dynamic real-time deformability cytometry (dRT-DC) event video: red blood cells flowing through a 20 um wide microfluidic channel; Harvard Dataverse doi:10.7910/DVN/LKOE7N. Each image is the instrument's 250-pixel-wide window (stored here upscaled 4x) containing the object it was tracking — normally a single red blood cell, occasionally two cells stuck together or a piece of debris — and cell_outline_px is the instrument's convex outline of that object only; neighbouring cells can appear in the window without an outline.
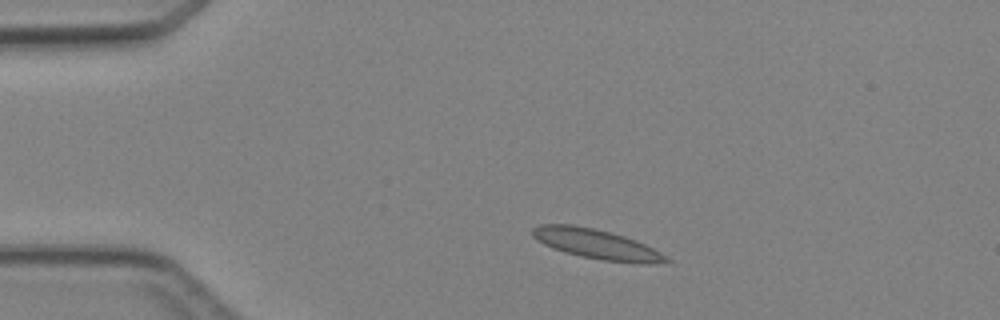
{"species": "Egyptian fruit bat (a non-hibernating species)", "species_latin": "Rousettus aegyptiacus", "temperature_condition": "cold", "stored_images_in_passage": 2, "camera_frame_rate_fps": 3000, "um_per_image_px": 0.085, "animal": {"sex": "female"}, "frame": {"image": 1, "passage_image": 1, "time_ms": 0.0, "image_size_px": [1000, 320], "cell_outline_px": [[672, 260], [648, 264], [640, 264], [604, 260], [580, 256], [564, 252], [552, 248], [536, 240], [532, 236], [532, 228], [540, 224], [572, 224], [592, 228], [624, 236], [636, 240], [660, 252]], "centroid_in_image_um": [50.66, 20.75], "position_along_channel_um": 34.3, "area_um2": 23.06}}